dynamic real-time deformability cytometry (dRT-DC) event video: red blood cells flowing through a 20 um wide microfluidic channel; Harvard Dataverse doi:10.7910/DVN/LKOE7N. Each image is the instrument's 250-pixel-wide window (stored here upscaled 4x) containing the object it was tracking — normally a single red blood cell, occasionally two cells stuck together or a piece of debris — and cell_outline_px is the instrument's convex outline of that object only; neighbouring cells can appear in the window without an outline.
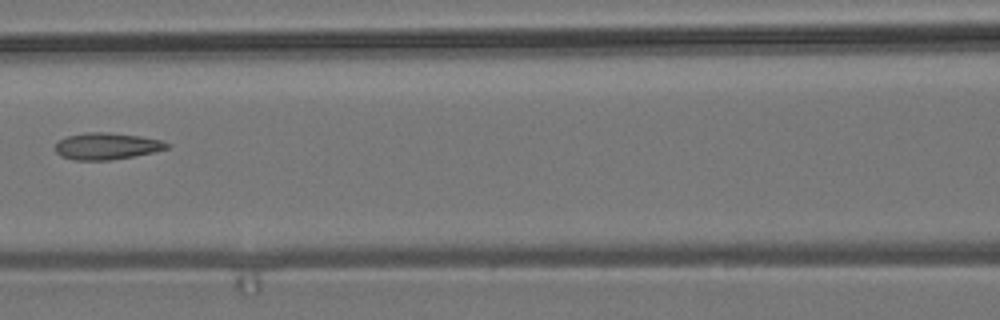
{"species": "common noctule bat (a hibernating species)", "species_latin": "Nyctalus noctula", "temperature_condition": "room temperature", "stored_images_in_passage": 4, "camera_frame_rate_fps": 3000, "um_per_image_px": 0.085, "animal": {"sex": "male", "body_mass_g": 19.2, "forearm_length_mm": 51.8}, "frame": {"image": 1, "passage_image": 4, "time_ms": 3.333, "image_size_px": [1000, 320], "cell_outline_px": [[172, 144], [168, 148], [152, 152], [112, 160], [72, 160], [60, 156], [56, 152], [56, 144], [60, 140], [68, 136], [84, 132], [108, 132], [140, 136], [160, 140]], "centroid_in_image_um": [9.06, 12.42], "position_along_channel_um": 157.5, "area_um2": 17.34}}